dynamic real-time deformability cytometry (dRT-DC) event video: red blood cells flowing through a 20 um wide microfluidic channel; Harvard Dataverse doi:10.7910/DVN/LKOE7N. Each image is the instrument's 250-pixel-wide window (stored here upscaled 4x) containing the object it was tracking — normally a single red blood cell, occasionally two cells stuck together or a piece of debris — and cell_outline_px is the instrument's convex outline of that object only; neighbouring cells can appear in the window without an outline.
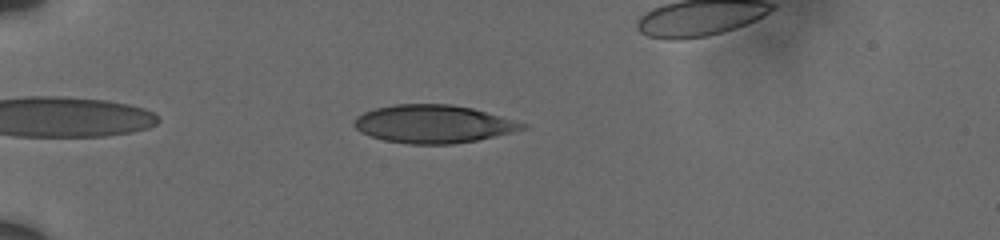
{"species": "human", "species_latin": "Homo sapiens", "temperature_condition": "cold", "stored_images_in_passage": 14, "camera_frame_rate_fps": 3000, "um_per_image_px": 0.085, "donor": {"sex": "male"}, "frame": {"image": 1, "passage_image": 9, "time_ms": 1.667, "image_size_px": [1000, 240], "cell_outline_px": [[528, 128], [512, 132], [476, 140], [452, 144], [408, 144], [384, 140], [360, 132], [352, 124], [356, 116], [364, 112], [376, 108], [396, 104], [452, 104], [472, 108], [528, 124]], "centroid_in_image_um": [36.81, 10.54], "position_along_channel_um": 48.2, "area_um2": 37.17}}